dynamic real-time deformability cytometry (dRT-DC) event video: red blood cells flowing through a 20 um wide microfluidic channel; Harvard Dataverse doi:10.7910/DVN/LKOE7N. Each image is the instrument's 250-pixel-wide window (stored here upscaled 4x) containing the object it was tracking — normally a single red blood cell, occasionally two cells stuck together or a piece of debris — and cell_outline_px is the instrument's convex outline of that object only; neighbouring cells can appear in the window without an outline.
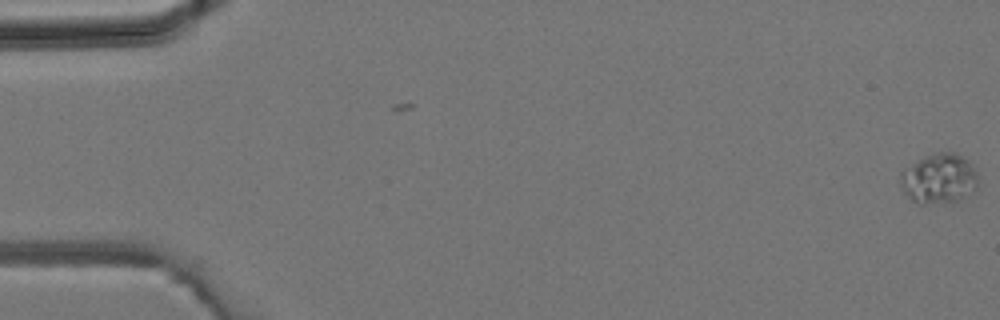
{"species": "common noctule bat (a hibernating species)", "species_latin": "Nyctalus noctula", "temperature_condition": "room temperature", "stored_images_in_passage": 3, "camera_frame_rate_fps": 3000, "um_per_image_px": 0.085, "animal": {"sex": "male", "body_mass_g": 19.2, "forearm_length_mm": 51.8}, "frame": {"image": 1, "passage_image": 3, "time_ms": 0.667, "image_size_px": [1000, 320], "cell_outline_px": [[976, 184], [964, 196], [956, 200], [924, 204], [916, 204], [904, 192], [900, 184], [900, 172], [904, 168], [924, 156], [936, 152], [956, 152], [968, 160], [976, 172]], "centroid_in_image_um": [79.74, 15.15], "position_along_channel_um": 5.3, "area_um2": 22.25}}